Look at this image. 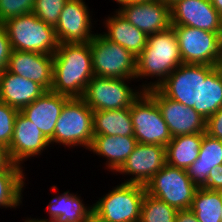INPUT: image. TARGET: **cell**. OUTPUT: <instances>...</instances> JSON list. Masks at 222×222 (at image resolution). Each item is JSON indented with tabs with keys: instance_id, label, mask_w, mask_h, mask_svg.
Instances as JSON below:
<instances>
[{
	"instance_id": "6da1fadb",
	"label": "cell",
	"mask_w": 222,
	"mask_h": 222,
	"mask_svg": "<svg viewBox=\"0 0 222 222\" xmlns=\"http://www.w3.org/2000/svg\"><path fill=\"white\" fill-rule=\"evenodd\" d=\"M94 76L89 43H61L53 54L52 92L82 98Z\"/></svg>"
},
{
	"instance_id": "7a4b0ae2",
	"label": "cell",
	"mask_w": 222,
	"mask_h": 222,
	"mask_svg": "<svg viewBox=\"0 0 222 222\" xmlns=\"http://www.w3.org/2000/svg\"><path fill=\"white\" fill-rule=\"evenodd\" d=\"M183 64L175 31H166L147 36V44L136 59V79L156 78L140 86L143 91L157 89L166 78ZM148 77V78H147ZM139 78V79H138ZM158 79V80H157Z\"/></svg>"
},
{
	"instance_id": "3957f363",
	"label": "cell",
	"mask_w": 222,
	"mask_h": 222,
	"mask_svg": "<svg viewBox=\"0 0 222 222\" xmlns=\"http://www.w3.org/2000/svg\"><path fill=\"white\" fill-rule=\"evenodd\" d=\"M12 50L53 55L59 46L54 27L33 13L21 15L2 24Z\"/></svg>"
},
{
	"instance_id": "277c9868",
	"label": "cell",
	"mask_w": 222,
	"mask_h": 222,
	"mask_svg": "<svg viewBox=\"0 0 222 222\" xmlns=\"http://www.w3.org/2000/svg\"><path fill=\"white\" fill-rule=\"evenodd\" d=\"M94 137L93 110L82 98H70L56 122L51 144L89 149Z\"/></svg>"
},
{
	"instance_id": "5b68a950",
	"label": "cell",
	"mask_w": 222,
	"mask_h": 222,
	"mask_svg": "<svg viewBox=\"0 0 222 222\" xmlns=\"http://www.w3.org/2000/svg\"><path fill=\"white\" fill-rule=\"evenodd\" d=\"M146 187L124 183L113 187L93 203V212L108 222H139Z\"/></svg>"
},
{
	"instance_id": "8992f818",
	"label": "cell",
	"mask_w": 222,
	"mask_h": 222,
	"mask_svg": "<svg viewBox=\"0 0 222 222\" xmlns=\"http://www.w3.org/2000/svg\"><path fill=\"white\" fill-rule=\"evenodd\" d=\"M131 80L136 81L130 78L93 76L87 84L82 99L93 111L131 107L143 92L140 87L138 89L130 87L128 81Z\"/></svg>"
},
{
	"instance_id": "52a82bcc",
	"label": "cell",
	"mask_w": 222,
	"mask_h": 222,
	"mask_svg": "<svg viewBox=\"0 0 222 222\" xmlns=\"http://www.w3.org/2000/svg\"><path fill=\"white\" fill-rule=\"evenodd\" d=\"M94 76L136 79V59L123 46L106 39L101 33L90 41Z\"/></svg>"
},
{
	"instance_id": "ba28073f",
	"label": "cell",
	"mask_w": 222,
	"mask_h": 222,
	"mask_svg": "<svg viewBox=\"0 0 222 222\" xmlns=\"http://www.w3.org/2000/svg\"><path fill=\"white\" fill-rule=\"evenodd\" d=\"M146 192L177 210L190 209L197 187L190 180L187 171L165 165L145 185Z\"/></svg>"
},
{
	"instance_id": "9c48e42d",
	"label": "cell",
	"mask_w": 222,
	"mask_h": 222,
	"mask_svg": "<svg viewBox=\"0 0 222 222\" xmlns=\"http://www.w3.org/2000/svg\"><path fill=\"white\" fill-rule=\"evenodd\" d=\"M175 31L184 64L217 66L222 59L220 33L189 26H171Z\"/></svg>"
},
{
	"instance_id": "30bf717a",
	"label": "cell",
	"mask_w": 222,
	"mask_h": 222,
	"mask_svg": "<svg viewBox=\"0 0 222 222\" xmlns=\"http://www.w3.org/2000/svg\"><path fill=\"white\" fill-rule=\"evenodd\" d=\"M134 137L138 143L166 145L172 139L167 123L164 121L155 100L146 92L130 107Z\"/></svg>"
},
{
	"instance_id": "8fae6325",
	"label": "cell",
	"mask_w": 222,
	"mask_h": 222,
	"mask_svg": "<svg viewBox=\"0 0 222 222\" xmlns=\"http://www.w3.org/2000/svg\"><path fill=\"white\" fill-rule=\"evenodd\" d=\"M215 67L183 63L157 89L165 97L191 107L199 114L200 77H206Z\"/></svg>"
},
{
	"instance_id": "7c38bea8",
	"label": "cell",
	"mask_w": 222,
	"mask_h": 222,
	"mask_svg": "<svg viewBox=\"0 0 222 222\" xmlns=\"http://www.w3.org/2000/svg\"><path fill=\"white\" fill-rule=\"evenodd\" d=\"M85 3L84 0H67L65 3L54 27L59 44L89 43L96 35L92 31V14Z\"/></svg>"
},
{
	"instance_id": "4fadbf2b",
	"label": "cell",
	"mask_w": 222,
	"mask_h": 222,
	"mask_svg": "<svg viewBox=\"0 0 222 222\" xmlns=\"http://www.w3.org/2000/svg\"><path fill=\"white\" fill-rule=\"evenodd\" d=\"M146 92L155 100L172 138L179 135L205 133L206 119L193 108L165 97L158 89Z\"/></svg>"
},
{
	"instance_id": "5bb4252c",
	"label": "cell",
	"mask_w": 222,
	"mask_h": 222,
	"mask_svg": "<svg viewBox=\"0 0 222 222\" xmlns=\"http://www.w3.org/2000/svg\"><path fill=\"white\" fill-rule=\"evenodd\" d=\"M166 165V147L162 145L137 143L126 162L116 172L130 175L124 183L146 185Z\"/></svg>"
},
{
	"instance_id": "9a60e30c",
	"label": "cell",
	"mask_w": 222,
	"mask_h": 222,
	"mask_svg": "<svg viewBox=\"0 0 222 222\" xmlns=\"http://www.w3.org/2000/svg\"><path fill=\"white\" fill-rule=\"evenodd\" d=\"M118 5L119 8L116 10L147 36L166 31L171 27L170 6L163 0Z\"/></svg>"
},
{
	"instance_id": "2e32d148",
	"label": "cell",
	"mask_w": 222,
	"mask_h": 222,
	"mask_svg": "<svg viewBox=\"0 0 222 222\" xmlns=\"http://www.w3.org/2000/svg\"><path fill=\"white\" fill-rule=\"evenodd\" d=\"M171 26H189L221 33L222 16L210 0H178L170 6Z\"/></svg>"
},
{
	"instance_id": "e0dca14e",
	"label": "cell",
	"mask_w": 222,
	"mask_h": 222,
	"mask_svg": "<svg viewBox=\"0 0 222 222\" xmlns=\"http://www.w3.org/2000/svg\"><path fill=\"white\" fill-rule=\"evenodd\" d=\"M47 146H50L49 140L19 111L14 121L13 137L8 147L14 163L23 167V161L42 155V151L47 149Z\"/></svg>"
},
{
	"instance_id": "ac0fdd59",
	"label": "cell",
	"mask_w": 222,
	"mask_h": 222,
	"mask_svg": "<svg viewBox=\"0 0 222 222\" xmlns=\"http://www.w3.org/2000/svg\"><path fill=\"white\" fill-rule=\"evenodd\" d=\"M6 71L37 82L47 91H51L53 55L12 50Z\"/></svg>"
},
{
	"instance_id": "d6986e66",
	"label": "cell",
	"mask_w": 222,
	"mask_h": 222,
	"mask_svg": "<svg viewBox=\"0 0 222 222\" xmlns=\"http://www.w3.org/2000/svg\"><path fill=\"white\" fill-rule=\"evenodd\" d=\"M69 99L67 96L46 91L31 104L22 108L20 112L50 140L54 135L59 115Z\"/></svg>"
},
{
	"instance_id": "ffe728a7",
	"label": "cell",
	"mask_w": 222,
	"mask_h": 222,
	"mask_svg": "<svg viewBox=\"0 0 222 222\" xmlns=\"http://www.w3.org/2000/svg\"><path fill=\"white\" fill-rule=\"evenodd\" d=\"M46 91L42 85L30 79L8 71L0 73V101L19 111Z\"/></svg>"
},
{
	"instance_id": "44dd1931",
	"label": "cell",
	"mask_w": 222,
	"mask_h": 222,
	"mask_svg": "<svg viewBox=\"0 0 222 222\" xmlns=\"http://www.w3.org/2000/svg\"><path fill=\"white\" fill-rule=\"evenodd\" d=\"M134 136L97 135L93 137L89 151L106 159L105 168L115 174L126 162L137 145Z\"/></svg>"
},
{
	"instance_id": "7402d4cb",
	"label": "cell",
	"mask_w": 222,
	"mask_h": 222,
	"mask_svg": "<svg viewBox=\"0 0 222 222\" xmlns=\"http://www.w3.org/2000/svg\"><path fill=\"white\" fill-rule=\"evenodd\" d=\"M106 32L101 34L111 42L123 46L134 56H138L147 44V35L133 26L117 10L103 22Z\"/></svg>"
},
{
	"instance_id": "603a6c76",
	"label": "cell",
	"mask_w": 222,
	"mask_h": 222,
	"mask_svg": "<svg viewBox=\"0 0 222 222\" xmlns=\"http://www.w3.org/2000/svg\"><path fill=\"white\" fill-rule=\"evenodd\" d=\"M76 193L66 191L54 196L47 205L49 219H36L35 222H85L93 212V205L86 206L83 199Z\"/></svg>"
},
{
	"instance_id": "cb8c5ba5",
	"label": "cell",
	"mask_w": 222,
	"mask_h": 222,
	"mask_svg": "<svg viewBox=\"0 0 222 222\" xmlns=\"http://www.w3.org/2000/svg\"><path fill=\"white\" fill-rule=\"evenodd\" d=\"M222 164V141L204 133L197 160L187 168L190 180L197 188L207 189L210 171Z\"/></svg>"
},
{
	"instance_id": "d4e9b609",
	"label": "cell",
	"mask_w": 222,
	"mask_h": 222,
	"mask_svg": "<svg viewBox=\"0 0 222 222\" xmlns=\"http://www.w3.org/2000/svg\"><path fill=\"white\" fill-rule=\"evenodd\" d=\"M93 132L94 136H134L130 107L93 111Z\"/></svg>"
},
{
	"instance_id": "484cf974",
	"label": "cell",
	"mask_w": 222,
	"mask_h": 222,
	"mask_svg": "<svg viewBox=\"0 0 222 222\" xmlns=\"http://www.w3.org/2000/svg\"><path fill=\"white\" fill-rule=\"evenodd\" d=\"M204 133L179 135L166 145V164L187 170L199 156Z\"/></svg>"
},
{
	"instance_id": "4316f807",
	"label": "cell",
	"mask_w": 222,
	"mask_h": 222,
	"mask_svg": "<svg viewBox=\"0 0 222 222\" xmlns=\"http://www.w3.org/2000/svg\"><path fill=\"white\" fill-rule=\"evenodd\" d=\"M222 107V74L217 66L200 77L199 114L206 120Z\"/></svg>"
},
{
	"instance_id": "83f0119b",
	"label": "cell",
	"mask_w": 222,
	"mask_h": 222,
	"mask_svg": "<svg viewBox=\"0 0 222 222\" xmlns=\"http://www.w3.org/2000/svg\"><path fill=\"white\" fill-rule=\"evenodd\" d=\"M190 209L199 222H221L222 191L197 188Z\"/></svg>"
},
{
	"instance_id": "f1b7e54d",
	"label": "cell",
	"mask_w": 222,
	"mask_h": 222,
	"mask_svg": "<svg viewBox=\"0 0 222 222\" xmlns=\"http://www.w3.org/2000/svg\"><path fill=\"white\" fill-rule=\"evenodd\" d=\"M24 170H0V208H15L22 204L25 186Z\"/></svg>"
},
{
	"instance_id": "f546056e",
	"label": "cell",
	"mask_w": 222,
	"mask_h": 222,
	"mask_svg": "<svg viewBox=\"0 0 222 222\" xmlns=\"http://www.w3.org/2000/svg\"><path fill=\"white\" fill-rule=\"evenodd\" d=\"M177 209L166 202L145 193L139 222H175Z\"/></svg>"
},
{
	"instance_id": "4dcf8cb0",
	"label": "cell",
	"mask_w": 222,
	"mask_h": 222,
	"mask_svg": "<svg viewBox=\"0 0 222 222\" xmlns=\"http://www.w3.org/2000/svg\"><path fill=\"white\" fill-rule=\"evenodd\" d=\"M67 0H35L32 13L40 20L55 27Z\"/></svg>"
},
{
	"instance_id": "1f68e13d",
	"label": "cell",
	"mask_w": 222,
	"mask_h": 222,
	"mask_svg": "<svg viewBox=\"0 0 222 222\" xmlns=\"http://www.w3.org/2000/svg\"><path fill=\"white\" fill-rule=\"evenodd\" d=\"M35 0H0V23L32 13Z\"/></svg>"
},
{
	"instance_id": "d6a6232c",
	"label": "cell",
	"mask_w": 222,
	"mask_h": 222,
	"mask_svg": "<svg viewBox=\"0 0 222 222\" xmlns=\"http://www.w3.org/2000/svg\"><path fill=\"white\" fill-rule=\"evenodd\" d=\"M19 110L0 101V144L9 147L14 131V121Z\"/></svg>"
},
{
	"instance_id": "836d02e7",
	"label": "cell",
	"mask_w": 222,
	"mask_h": 222,
	"mask_svg": "<svg viewBox=\"0 0 222 222\" xmlns=\"http://www.w3.org/2000/svg\"><path fill=\"white\" fill-rule=\"evenodd\" d=\"M12 52L8 34L3 26L0 27V73L7 70L8 60Z\"/></svg>"
},
{
	"instance_id": "e575fe53",
	"label": "cell",
	"mask_w": 222,
	"mask_h": 222,
	"mask_svg": "<svg viewBox=\"0 0 222 222\" xmlns=\"http://www.w3.org/2000/svg\"><path fill=\"white\" fill-rule=\"evenodd\" d=\"M205 133L222 141V107L206 120Z\"/></svg>"
},
{
	"instance_id": "d590c367",
	"label": "cell",
	"mask_w": 222,
	"mask_h": 222,
	"mask_svg": "<svg viewBox=\"0 0 222 222\" xmlns=\"http://www.w3.org/2000/svg\"><path fill=\"white\" fill-rule=\"evenodd\" d=\"M207 189L211 191H222V164L214 167L207 178Z\"/></svg>"
},
{
	"instance_id": "8d00e7d4",
	"label": "cell",
	"mask_w": 222,
	"mask_h": 222,
	"mask_svg": "<svg viewBox=\"0 0 222 222\" xmlns=\"http://www.w3.org/2000/svg\"><path fill=\"white\" fill-rule=\"evenodd\" d=\"M0 170H23L12 160L9 148L2 144H0Z\"/></svg>"
},
{
	"instance_id": "74e56055",
	"label": "cell",
	"mask_w": 222,
	"mask_h": 222,
	"mask_svg": "<svg viewBox=\"0 0 222 222\" xmlns=\"http://www.w3.org/2000/svg\"><path fill=\"white\" fill-rule=\"evenodd\" d=\"M175 222H199L191 209L178 210Z\"/></svg>"
},
{
	"instance_id": "f35d334b",
	"label": "cell",
	"mask_w": 222,
	"mask_h": 222,
	"mask_svg": "<svg viewBox=\"0 0 222 222\" xmlns=\"http://www.w3.org/2000/svg\"><path fill=\"white\" fill-rule=\"evenodd\" d=\"M85 222H108L101 217H99L96 213L92 212L86 219Z\"/></svg>"
},
{
	"instance_id": "ab89813d",
	"label": "cell",
	"mask_w": 222,
	"mask_h": 222,
	"mask_svg": "<svg viewBox=\"0 0 222 222\" xmlns=\"http://www.w3.org/2000/svg\"><path fill=\"white\" fill-rule=\"evenodd\" d=\"M210 2L217 12L222 16V0H210Z\"/></svg>"
},
{
	"instance_id": "60d3db41",
	"label": "cell",
	"mask_w": 222,
	"mask_h": 222,
	"mask_svg": "<svg viewBox=\"0 0 222 222\" xmlns=\"http://www.w3.org/2000/svg\"><path fill=\"white\" fill-rule=\"evenodd\" d=\"M151 0H118L116 3L121 4V3H135V2H148Z\"/></svg>"
},
{
	"instance_id": "b9f144b4",
	"label": "cell",
	"mask_w": 222,
	"mask_h": 222,
	"mask_svg": "<svg viewBox=\"0 0 222 222\" xmlns=\"http://www.w3.org/2000/svg\"><path fill=\"white\" fill-rule=\"evenodd\" d=\"M167 5L171 6L172 4H174L176 1L178 0H163Z\"/></svg>"
},
{
	"instance_id": "7bdbcfd3",
	"label": "cell",
	"mask_w": 222,
	"mask_h": 222,
	"mask_svg": "<svg viewBox=\"0 0 222 222\" xmlns=\"http://www.w3.org/2000/svg\"><path fill=\"white\" fill-rule=\"evenodd\" d=\"M217 68L220 70V73L222 74V59L217 63Z\"/></svg>"
},
{
	"instance_id": "ee69618b",
	"label": "cell",
	"mask_w": 222,
	"mask_h": 222,
	"mask_svg": "<svg viewBox=\"0 0 222 222\" xmlns=\"http://www.w3.org/2000/svg\"><path fill=\"white\" fill-rule=\"evenodd\" d=\"M24 222H35V221L33 220V218H27V219H25Z\"/></svg>"
},
{
	"instance_id": "f6af8a7d",
	"label": "cell",
	"mask_w": 222,
	"mask_h": 222,
	"mask_svg": "<svg viewBox=\"0 0 222 222\" xmlns=\"http://www.w3.org/2000/svg\"><path fill=\"white\" fill-rule=\"evenodd\" d=\"M220 36H221V38H222V23H221V33H220Z\"/></svg>"
}]
</instances>
